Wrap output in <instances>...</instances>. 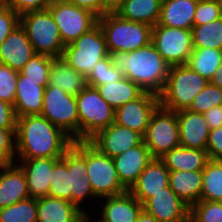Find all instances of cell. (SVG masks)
Segmentation results:
<instances>
[{"label": "cell", "mask_w": 222, "mask_h": 222, "mask_svg": "<svg viewBox=\"0 0 222 222\" xmlns=\"http://www.w3.org/2000/svg\"><path fill=\"white\" fill-rule=\"evenodd\" d=\"M202 171H170V189L190 208L201 200Z\"/></svg>", "instance_id": "27"}, {"label": "cell", "mask_w": 222, "mask_h": 222, "mask_svg": "<svg viewBox=\"0 0 222 222\" xmlns=\"http://www.w3.org/2000/svg\"><path fill=\"white\" fill-rule=\"evenodd\" d=\"M16 129L0 128V162L16 163Z\"/></svg>", "instance_id": "42"}, {"label": "cell", "mask_w": 222, "mask_h": 222, "mask_svg": "<svg viewBox=\"0 0 222 222\" xmlns=\"http://www.w3.org/2000/svg\"><path fill=\"white\" fill-rule=\"evenodd\" d=\"M209 83L200 74L188 65L171 66L163 91L159 94L160 106L170 110L179 111L188 109L194 98Z\"/></svg>", "instance_id": "5"}, {"label": "cell", "mask_w": 222, "mask_h": 222, "mask_svg": "<svg viewBox=\"0 0 222 222\" xmlns=\"http://www.w3.org/2000/svg\"><path fill=\"white\" fill-rule=\"evenodd\" d=\"M61 157L16 159L22 168L26 180L29 197L39 199L48 196L51 182V172L54 164Z\"/></svg>", "instance_id": "18"}, {"label": "cell", "mask_w": 222, "mask_h": 222, "mask_svg": "<svg viewBox=\"0 0 222 222\" xmlns=\"http://www.w3.org/2000/svg\"><path fill=\"white\" fill-rule=\"evenodd\" d=\"M193 48H214L222 50V17L191 29Z\"/></svg>", "instance_id": "34"}, {"label": "cell", "mask_w": 222, "mask_h": 222, "mask_svg": "<svg viewBox=\"0 0 222 222\" xmlns=\"http://www.w3.org/2000/svg\"><path fill=\"white\" fill-rule=\"evenodd\" d=\"M143 141V136L140 133L115 122L100 130L89 140L102 154L111 158L140 145Z\"/></svg>", "instance_id": "15"}, {"label": "cell", "mask_w": 222, "mask_h": 222, "mask_svg": "<svg viewBox=\"0 0 222 222\" xmlns=\"http://www.w3.org/2000/svg\"><path fill=\"white\" fill-rule=\"evenodd\" d=\"M109 56L112 65L144 91L157 95L163 91L170 66L152 42L131 52H113Z\"/></svg>", "instance_id": "3"}, {"label": "cell", "mask_w": 222, "mask_h": 222, "mask_svg": "<svg viewBox=\"0 0 222 222\" xmlns=\"http://www.w3.org/2000/svg\"><path fill=\"white\" fill-rule=\"evenodd\" d=\"M87 215L67 200L50 196L37 199V222H86Z\"/></svg>", "instance_id": "25"}, {"label": "cell", "mask_w": 222, "mask_h": 222, "mask_svg": "<svg viewBox=\"0 0 222 222\" xmlns=\"http://www.w3.org/2000/svg\"><path fill=\"white\" fill-rule=\"evenodd\" d=\"M18 74L9 66L0 64V99L12 105L15 102Z\"/></svg>", "instance_id": "41"}, {"label": "cell", "mask_w": 222, "mask_h": 222, "mask_svg": "<svg viewBox=\"0 0 222 222\" xmlns=\"http://www.w3.org/2000/svg\"><path fill=\"white\" fill-rule=\"evenodd\" d=\"M79 118V141H89L100 130L114 123L115 110L101 97L97 89L86 86L76 95Z\"/></svg>", "instance_id": "8"}, {"label": "cell", "mask_w": 222, "mask_h": 222, "mask_svg": "<svg viewBox=\"0 0 222 222\" xmlns=\"http://www.w3.org/2000/svg\"><path fill=\"white\" fill-rule=\"evenodd\" d=\"M0 222H37V199L29 197L1 208Z\"/></svg>", "instance_id": "35"}, {"label": "cell", "mask_w": 222, "mask_h": 222, "mask_svg": "<svg viewBox=\"0 0 222 222\" xmlns=\"http://www.w3.org/2000/svg\"><path fill=\"white\" fill-rule=\"evenodd\" d=\"M136 222H159L153 215L147 213L144 209L141 210Z\"/></svg>", "instance_id": "51"}, {"label": "cell", "mask_w": 222, "mask_h": 222, "mask_svg": "<svg viewBox=\"0 0 222 222\" xmlns=\"http://www.w3.org/2000/svg\"><path fill=\"white\" fill-rule=\"evenodd\" d=\"M20 26L25 30L35 53L61 58L65 45L58 25L48 9L20 15Z\"/></svg>", "instance_id": "6"}, {"label": "cell", "mask_w": 222, "mask_h": 222, "mask_svg": "<svg viewBox=\"0 0 222 222\" xmlns=\"http://www.w3.org/2000/svg\"><path fill=\"white\" fill-rule=\"evenodd\" d=\"M162 0H127L115 13L121 18L150 26L158 24Z\"/></svg>", "instance_id": "31"}, {"label": "cell", "mask_w": 222, "mask_h": 222, "mask_svg": "<svg viewBox=\"0 0 222 222\" xmlns=\"http://www.w3.org/2000/svg\"><path fill=\"white\" fill-rule=\"evenodd\" d=\"M176 116L179 125L180 146L206 150L210 129L203 113L183 109L177 111Z\"/></svg>", "instance_id": "20"}, {"label": "cell", "mask_w": 222, "mask_h": 222, "mask_svg": "<svg viewBox=\"0 0 222 222\" xmlns=\"http://www.w3.org/2000/svg\"><path fill=\"white\" fill-rule=\"evenodd\" d=\"M124 76L112 65L110 56L98 61L94 69L86 77L87 85L96 87L105 84V82L118 81Z\"/></svg>", "instance_id": "37"}, {"label": "cell", "mask_w": 222, "mask_h": 222, "mask_svg": "<svg viewBox=\"0 0 222 222\" xmlns=\"http://www.w3.org/2000/svg\"><path fill=\"white\" fill-rule=\"evenodd\" d=\"M221 64L222 50L214 48H193L186 65L210 81L216 69Z\"/></svg>", "instance_id": "32"}, {"label": "cell", "mask_w": 222, "mask_h": 222, "mask_svg": "<svg viewBox=\"0 0 222 222\" xmlns=\"http://www.w3.org/2000/svg\"><path fill=\"white\" fill-rule=\"evenodd\" d=\"M151 42L170 67L187 64L193 51L192 31L182 28L156 24Z\"/></svg>", "instance_id": "13"}, {"label": "cell", "mask_w": 222, "mask_h": 222, "mask_svg": "<svg viewBox=\"0 0 222 222\" xmlns=\"http://www.w3.org/2000/svg\"><path fill=\"white\" fill-rule=\"evenodd\" d=\"M127 0H104V14L116 12Z\"/></svg>", "instance_id": "49"}, {"label": "cell", "mask_w": 222, "mask_h": 222, "mask_svg": "<svg viewBox=\"0 0 222 222\" xmlns=\"http://www.w3.org/2000/svg\"><path fill=\"white\" fill-rule=\"evenodd\" d=\"M169 172L161 159L153 158L129 192L143 205L154 194L169 187Z\"/></svg>", "instance_id": "21"}, {"label": "cell", "mask_w": 222, "mask_h": 222, "mask_svg": "<svg viewBox=\"0 0 222 222\" xmlns=\"http://www.w3.org/2000/svg\"><path fill=\"white\" fill-rule=\"evenodd\" d=\"M87 172L94 194L99 198L127 192L118 178L113 158L102 154L87 141Z\"/></svg>", "instance_id": "11"}, {"label": "cell", "mask_w": 222, "mask_h": 222, "mask_svg": "<svg viewBox=\"0 0 222 222\" xmlns=\"http://www.w3.org/2000/svg\"><path fill=\"white\" fill-rule=\"evenodd\" d=\"M108 55L104 33L97 23L88 32L65 45L61 58L72 69L87 77L97 62Z\"/></svg>", "instance_id": "7"}, {"label": "cell", "mask_w": 222, "mask_h": 222, "mask_svg": "<svg viewBox=\"0 0 222 222\" xmlns=\"http://www.w3.org/2000/svg\"><path fill=\"white\" fill-rule=\"evenodd\" d=\"M143 209L159 222H190V207L170 187L150 197Z\"/></svg>", "instance_id": "17"}, {"label": "cell", "mask_w": 222, "mask_h": 222, "mask_svg": "<svg viewBox=\"0 0 222 222\" xmlns=\"http://www.w3.org/2000/svg\"><path fill=\"white\" fill-rule=\"evenodd\" d=\"M170 171H202L210 160L206 150L176 147L160 158Z\"/></svg>", "instance_id": "28"}, {"label": "cell", "mask_w": 222, "mask_h": 222, "mask_svg": "<svg viewBox=\"0 0 222 222\" xmlns=\"http://www.w3.org/2000/svg\"><path fill=\"white\" fill-rule=\"evenodd\" d=\"M206 151L210 160H222V127L210 130Z\"/></svg>", "instance_id": "45"}, {"label": "cell", "mask_w": 222, "mask_h": 222, "mask_svg": "<svg viewBox=\"0 0 222 222\" xmlns=\"http://www.w3.org/2000/svg\"><path fill=\"white\" fill-rule=\"evenodd\" d=\"M198 0H162L158 25L191 30Z\"/></svg>", "instance_id": "26"}, {"label": "cell", "mask_w": 222, "mask_h": 222, "mask_svg": "<svg viewBox=\"0 0 222 222\" xmlns=\"http://www.w3.org/2000/svg\"><path fill=\"white\" fill-rule=\"evenodd\" d=\"M52 0H8L7 6L22 15L31 11L45 10Z\"/></svg>", "instance_id": "44"}, {"label": "cell", "mask_w": 222, "mask_h": 222, "mask_svg": "<svg viewBox=\"0 0 222 222\" xmlns=\"http://www.w3.org/2000/svg\"><path fill=\"white\" fill-rule=\"evenodd\" d=\"M68 3L84 8L95 14L98 18L104 15V0H64Z\"/></svg>", "instance_id": "47"}, {"label": "cell", "mask_w": 222, "mask_h": 222, "mask_svg": "<svg viewBox=\"0 0 222 222\" xmlns=\"http://www.w3.org/2000/svg\"><path fill=\"white\" fill-rule=\"evenodd\" d=\"M16 159L62 157L73 140L41 115L17 117Z\"/></svg>", "instance_id": "2"}, {"label": "cell", "mask_w": 222, "mask_h": 222, "mask_svg": "<svg viewBox=\"0 0 222 222\" xmlns=\"http://www.w3.org/2000/svg\"><path fill=\"white\" fill-rule=\"evenodd\" d=\"M8 0H0V7L1 6H7Z\"/></svg>", "instance_id": "52"}, {"label": "cell", "mask_w": 222, "mask_h": 222, "mask_svg": "<svg viewBox=\"0 0 222 222\" xmlns=\"http://www.w3.org/2000/svg\"><path fill=\"white\" fill-rule=\"evenodd\" d=\"M222 105V89L211 84L196 95L191 106L188 108L195 113H204L214 106Z\"/></svg>", "instance_id": "39"}, {"label": "cell", "mask_w": 222, "mask_h": 222, "mask_svg": "<svg viewBox=\"0 0 222 222\" xmlns=\"http://www.w3.org/2000/svg\"><path fill=\"white\" fill-rule=\"evenodd\" d=\"M58 25L64 45L72 43L98 23V17L64 0H52L47 7Z\"/></svg>", "instance_id": "12"}, {"label": "cell", "mask_w": 222, "mask_h": 222, "mask_svg": "<svg viewBox=\"0 0 222 222\" xmlns=\"http://www.w3.org/2000/svg\"><path fill=\"white\" fill-rule=\"evenodd\" d=\"M159 105V95L144 91L137 99L115 110L114 122L144 137L150 117Z\"/></svg>", "instance_id": "14"}, {"label": "cell", "mask_w": 222, "mask_h": 222, "mask_svg": "<svg viewBox=\"0 0 222 222\" xmlns=\"http://www.w3.org/2000/svg\"><path fill=\"white\" fill-rule=\"evenodd\" d=\"M29 198L26 176L17 163L0 167V209Z\"/></svg>", "instance_id": "24"}, {"label": "cell", "mask_w": 222, "mask_h": 222, "mask_svg": "<svg viewBox=\"0 0 222 222\" xmlns=\"http://www.w3.org/2000/svg\"><path fill=\"white\" fill-rule=\"evenodd\" d=\"M190 222H222V202L200 200L190 208Z\"/></svg>", "instance_id": "38"}, {"label": "cell", "mask_w": 222, "mask_h": 222, "mask_svg": "<svg viewBox=\"0 0 222 222\" xmlns=\"http://www.w3.org/2000/svg\"><path fill=\"white\" fill-rule=\"evenodd\" d=\"M209 82L222 89V64L216 69Z\"/></svg>", "instance_id": "50"}, {"label": "cell", "mask_w": 222, "mask_h": 222, "mask_svg": "<svg viewBox=\"0 0 222 222\" xmlns=\"http://www.w3.org/2000/svg\"><path fill=\"white\" fill-rule=\"evenodd\" d=\"M210 130L222 127V105L214 106L203 113Z\"/></svg>", "instance_id": "48"}, {"label": "cell", "mask_w": 222, "mask_h": 222, "mask_svg": "<svg viewBox=\"0 0 222 222\" xmlns=\"http://www.w3.org/2000/svg\"><path fill=\"white\" fill-rule=\"evenodd\" d=\"M16 124L14 105L0 99V128L16 129Z\"/></svg>", "instance_id": "46"}, {"label": "cell", "mask_w": 222, "mask_h": 222, "mask_svg": "<svg viewBox=\"0 0 222 222\" xmlns=\"http://www.w3.org/2000/svg\"><path fill=\"white\" fill-rule=\"evenodd\" d=\"M48 85L76 96L87 86V81L84 75L68 66L62 58H55L50 68Z\"/></svg>", "instance_id": "29"}, {"label": "cell", "mask_w": 222, "mask_h": 222, "mask_svg": "<svg viewBox=\"0 0 222 222\" xmlns=\"http://www.w3.org/2000/svg\"><path fill=\"white\" fill-rule=\"evenodd\" d=\"M40 115L60 128L73 141H79L76 96L65 93L60 88L47 85Z\"/></svg>", "instance_id": "9"}, {"label": "cell", "mask_w": 222, "mask_h": 222, "mask_svg": "<svg viewBox=\"0 0 222 222\" xmlns=\"http://www.w3.org/2000/svg\"><path fill=\"white\" fill-rule=\"evenodd\" d=\"M106 39L108 53L131 52L147 46L152 39V26L121 18L108 12L98 18Z\"/></svg>", "instance_id": "4"}, {"label": "cell", "mask_w": 222, "mask_h": 222, "mask_svg": "<svg viewBox=\"0 0 222 222\" xmlns=\"http://www.w3.org/2000/svg\"><path fill=\"white\" fill-rule=\"evenodd\" d=\"M152 159L150 150L145 146L144 141L113 158L118 178L128 191L137 182L138 177Z\"/></svg>", "instance_id": "19"}, {"label": "cell", "mask_w": 222, "mask_h": 222, "mask_svg": "<svg viewBox=\"0 0 222 222\" xmlns=\"http://www.w3.org/2000/svg\"><path fill=\"white\" fill-rule=\"evenodd\" d=\"M143 139L153 158L160 159L171 149L179 147V125L176 112L159 105L150 117Z\"/></svg>", "instance_id": "10"}, {"label": "cell", "mask_w": 222, "mask_h": 222, "mask_svg": "<svg viewBox=\"0 0 222 222\" xmlns=\"http://www.w3.org/2000/svg\"><path fill=\"white\" fill-rule=\"evenodd\" d=\"M55 58L46 54H34L20 73L24 80L48 81L50 68Z\"/></svg>", "instance_id": "36"}, {"label": "cell", "mask_w": 222, "mask_h": 222, "mask_svg": "<svg viewBox=\"0 0 222 222\" xmlns=\"http://www.w3.org/2000/svg\"><path fill=\"white\" fill-rule=\"evenodd\" d=\"M47 85L48 81L24 80V75L19 72L14 102L17 117L41 114Z\"/></svg>", "instance_id": "23"}, {"label": "cell", "mask_w": 222, "mask_h": 222, "mask_svg": "<svg viewBox=\"0 0 222 222\" xmlns=\"http://www.w3.org/2000/svg\"><path fill=\"white\" fill-rule=\"evenodd\" d=\"M34 54L25 30L18 25L0 45V64L20 72Z\"/></svg>", "instance_id": "22"}, {"label": "cell", "mask_w": 222, "mask_h": 222, "mask_svg": "<svg viewBox=\"0 0 222 222\" xmlns=\"http://www.w3.org/2000/svg\"><path fill=\"white\" fill-rule=\"evenodd\" d=\"M222 17V0H198L194 25L210 23Z\"/></svg>", "instance_id": "40"}, {"label": "cell", "mask_w": 222, "mask_h": 222, "mask_svg": "<svg viewBox=\"0 0 222 222\" xmlns=\"http://www.w3.org/2000/svg\"><path fill=\"white\" fill-rule=\"evenodd\" d=\"M95 88L114 110L137 99L144 92L136 83L126 77L118 81L105 82Z\"/></svg>", "instance_id": "30"}, {"label": "cell", "mask_w": 222, "mask_h": 222, "mask_svg": "<svg viewBox=\"0 0 222 222\" xmlns=\"http://www.w3.org/2000/svg\"><path fill=\"white\" fill-rule=\"evenodd\" d=\"M20 25V15L8 6L0 7V45Z\"/></svg>", "instance_id": "43"}, {"label": "cell", "mask_w": 222, "mask_h": 222, "mask_svg": "<svg viewBox=\"0 0 222 222\" xmlns=\"http://www.w3.org/2000/svg\"><path fill=\"white\" fill-rule=\"evenodd\" d=\"M202 175L201 200L222 202V160H209Z\"/></svg>", "instance_id": "33"}, {"label": "cell", "mask_w": 222, "mask_h": 222, "mask_svg": "<svg viewBox=\"0 0 222 222\" xmlns=\"http://www.w3.org/2000/svg\"><path fill=\"white\" fill-rule=\"evenodd\" d=\"M88 178L87 141H73L53 166L48 196L67 200L88 216L87 201H99Z\"/></svg>", "instance_id": "1"}, {"label": "cell", "mask_w": 222, "mask_h": 222, "mask_svg": "<svg viewBox=\"0 0 222 222\" xmlns=\"http://www.w3.org/2000/svg\"><path fill=\"white\" fill-rule=\"evenodd\" d=\"M101 199H99V202L102 205L98 209L102 210L100 214L97 213L100 217H98V220L97 217H94L92 219L95 221H92L90 215H93V213H90L86 222H136L143 209V205L129 191Z\"/></svg>", "instance_id": "16"}]
</instances>
